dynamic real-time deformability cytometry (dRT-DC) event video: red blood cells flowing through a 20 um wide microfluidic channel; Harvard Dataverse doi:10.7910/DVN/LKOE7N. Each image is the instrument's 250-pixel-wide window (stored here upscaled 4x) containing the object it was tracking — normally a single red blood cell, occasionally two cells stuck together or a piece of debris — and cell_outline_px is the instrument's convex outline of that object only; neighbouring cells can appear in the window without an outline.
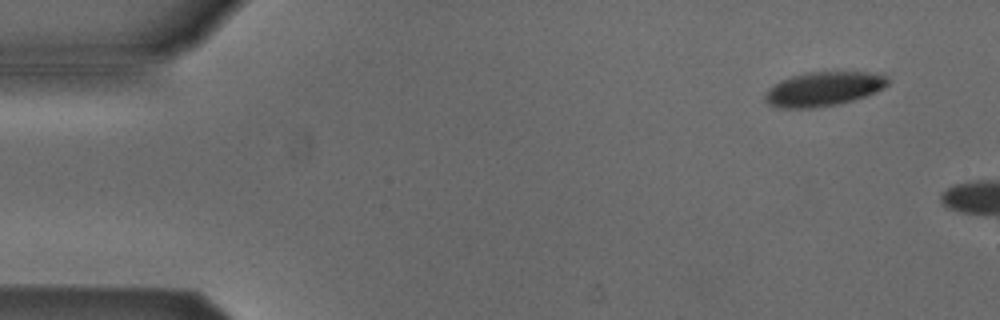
{"species": "Egyptian fruit bat (a non-hibernating species)", "species_latin": "Rousettus aegyptiacus", "temperature_condition": "cold", "stored_images_in_passage": 4, "camera_frame_rate_fps": 3000, "um_per_image_px": 0.085, "animal": {"sex": "male"}, "frame": {"image": 1, "passage_image": 1, "time_ms": 0.0, "image_size_px": [1000, 320], "cell_outline_px": [[888, 84], [884, 88], [876, 92], [840, 104], [812, 108], [780, 108], [768, 104], [764, 100], [764, 92], [772, 84], [780, 80], [804, 72], [884, 72], [888, 76]], "centroid_in_image_um": [69.99, 7.55], "position_along_channel_um": 15.0, "area_um2": 24.97}}